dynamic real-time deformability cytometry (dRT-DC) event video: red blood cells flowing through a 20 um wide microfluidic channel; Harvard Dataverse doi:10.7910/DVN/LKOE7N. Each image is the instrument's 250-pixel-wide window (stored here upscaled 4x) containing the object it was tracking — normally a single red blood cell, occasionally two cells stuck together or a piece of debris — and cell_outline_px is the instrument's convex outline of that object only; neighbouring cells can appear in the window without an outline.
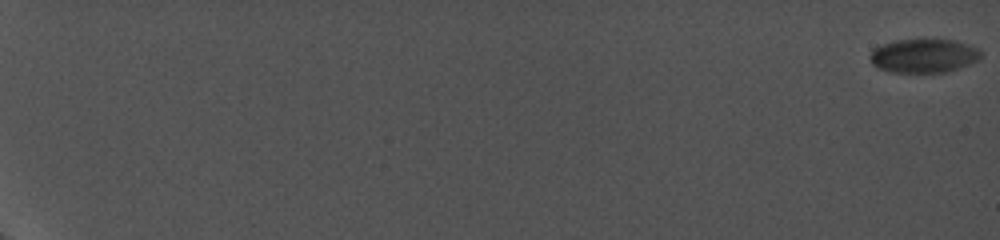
{"species": "common noctule bat (a hibernating species)", "species_latin": "Nyctalus noctula", "temperature_condition": "cold", "stored_images_in_passage": 7, "camera_frame_rate_fps": 5000, "um_per_image_px": 0.085, "animal": {"sex": "female", "body_mass_g": 19.0, "forearm_length_mm": 56.7}, "frame": {"image": 1, "passage_image": 1, "time_ms": 0.0, "image_size_px": [1000, 240], "cell_outline_px": [[980, 60], [948, 72], [892, 72], [876, 68], [872, 64], [868, 56], [876, 48], [884, 44], [896, 40], [924, 36], [956, 40], [980, 48]], "centroid_in_image_um": [78.54, 4.69], "position_along_channel_um": 6.5, "area_um2": 22.72}}